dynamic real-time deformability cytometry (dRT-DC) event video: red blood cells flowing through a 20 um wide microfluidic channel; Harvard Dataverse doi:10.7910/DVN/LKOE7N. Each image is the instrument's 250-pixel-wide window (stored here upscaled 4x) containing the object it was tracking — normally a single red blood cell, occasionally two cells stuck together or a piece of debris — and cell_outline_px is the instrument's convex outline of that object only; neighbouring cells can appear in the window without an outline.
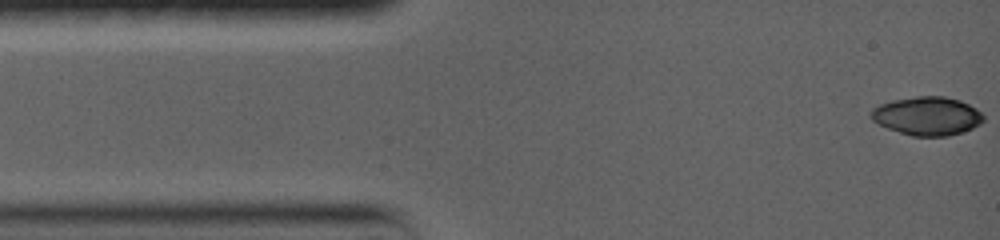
{"species": "common noctule bat (a hibernating species)", "species_latin": "Nyctalus noctula", "temperature_condition": "warm", "stored_images_in_passage": 5, "camera_frame_rate_fps": 5000, "um_per_image_px": 0.085, "animal": {"sex": "female", "body_mass_g": 19.0, "forearm_length_mm": 56.7}, "frame": {"image": 1, "passage_image": 1, "time_ms": 0.0, "image_size_px": [1000, 240], "cell_outline_px": [[984, 120], [980, 124], [972, 128], [948, 136], [912, 136], [888, 128], [872, 120], [868, 116], [872, 108], [880, 104], [892, 100], [916, 96], [944, 96], [960, 100], [976, 108], [984, 116]], "centroid_in_image_um": [78.79, 9.85], "position_along_channel_um": 6.2, "area_um2": 25.26}}
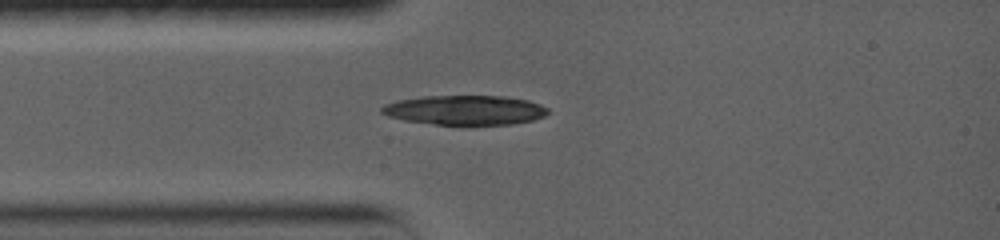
{"frame": {"image": 2, "passage_image": 5, "time_ms": 3.2, "image_size_px": [1000, 240], "cell_outline_px": [[548, 112], [544, 116], [532, 120], [512, 124], [468, 128], [404, 120], [388, 116], [380, 112], [380, 108], [384, 104], [400, 100], [424, 96], [504, 96], [528, 100], [540, 104], [548, 108]], "centroid_in_image_um": [39.55, 9.4], "position_along_channel_um": 45.5, "area_um2": 29.48}}